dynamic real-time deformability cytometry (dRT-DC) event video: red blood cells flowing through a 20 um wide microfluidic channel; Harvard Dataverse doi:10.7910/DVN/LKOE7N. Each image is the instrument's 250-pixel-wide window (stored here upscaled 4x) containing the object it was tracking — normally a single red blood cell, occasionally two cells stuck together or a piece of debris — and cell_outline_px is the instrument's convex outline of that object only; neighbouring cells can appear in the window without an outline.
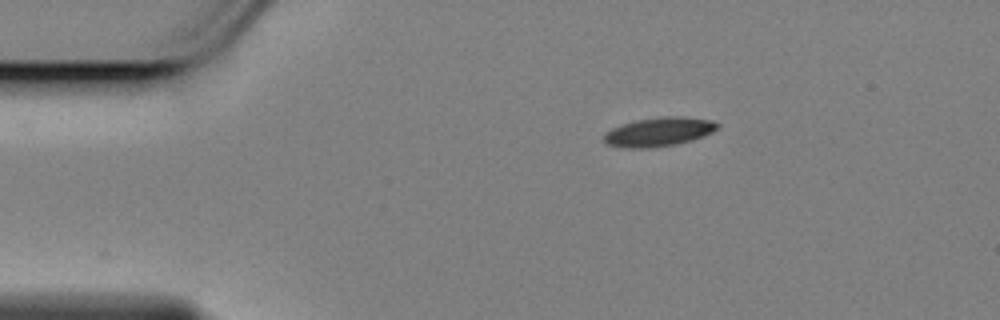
{"species": "Egyptian fruit bat (a non-hibernating species)", "species_latin": "Rousettus aegyptiacus", "temperature_condition": "cold", "stored_images_in_passage": 49, "camera_frame_rate_fps": 3000, "um_per_image_px": 0.085, "animal": {"sex": "female"}, "frame": {"image": 1, "passage_image": 1, "time_ms": 0.0, "image_size_px": [1000, 320], "cell_outline_px": [[720, 128], [712, 132], [688, 140], [672, 144], [648, 148], [628, 148], [608, 144], [604, 140], [604, 136], [612, 128], [636, 120], [660, 116], [684, 116], [712, 120], [720, 124]], "centroid_in_image_um": [56.04, 11.18], "position_along_channel_um": 29.0, "area_um2": 18.79}}
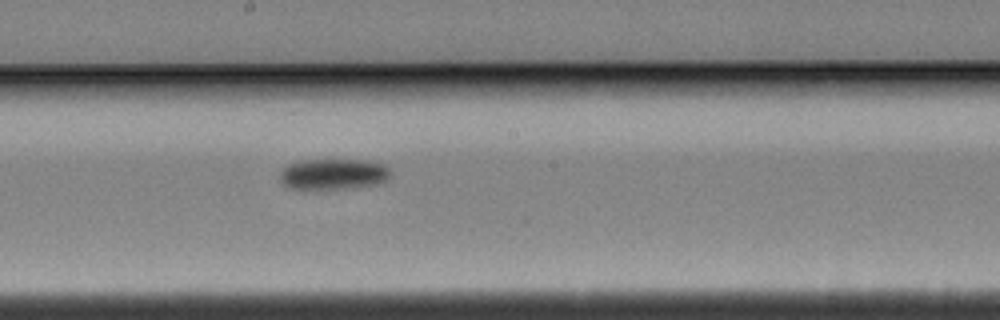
{"frame": {"image": 2, "passage_image": 22, "time_ms": 7.0, "image_size_px": [1000, 320], "cell_outline_px": [[388, 176], [384, 180], [376, 184], [344, 188], [288, 188], [280, 180], [280, 172], [288, 164], [296, 160], [332, 156], [368, 160], [384, 164], [388, 168]], "centroid_in_image_um": [28.28, 14.71], "position_along_channel_um": 219.9, "area_um2": 20.58}}
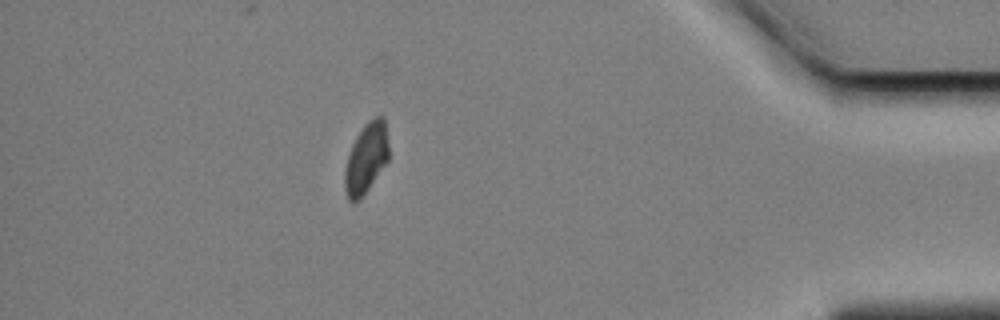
{"frame": {"image": 3, "passage_image": 42, "time_ms": 13.667, "image_size_px": [1000, 320], "cell_outline_px": [[388, 160], [360, 200], [348, 200], [344, 188], [344, 172], [348, 156], [352, 144], [356, 136], [364, 124], [368, 120], [376, 116], [384, 116], [388, 144]], "centroid_in_image_um": [31.11, 13.43], "position_along_channel_um": 404.1, "area_um2": 17.92}, "authors_computed_cell_mechanics": {"area_um2": 19.1318, "velocity_mm_per_s": 3.4367, "shape_relaxation_time_tau1_ms": 2.4819, "shape_relaxation_time_tau2_ms": null, "deformation_change_tau1": 0.1009, "deformation_change_tau2": null}}